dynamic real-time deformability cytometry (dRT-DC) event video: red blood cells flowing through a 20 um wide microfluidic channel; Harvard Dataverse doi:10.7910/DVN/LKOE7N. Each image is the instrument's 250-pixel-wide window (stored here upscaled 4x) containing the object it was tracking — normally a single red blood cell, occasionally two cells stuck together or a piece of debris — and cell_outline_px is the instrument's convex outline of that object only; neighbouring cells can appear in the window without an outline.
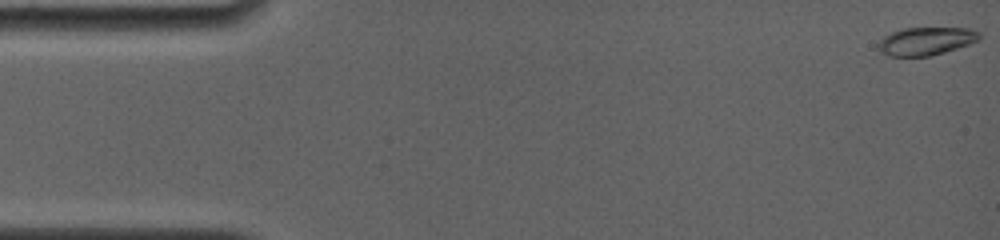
{"species": "common noctule bat (a hibernating species)", "species_latin": "Nyctalus noctula", "temperature_condition": "room temperature", "stored_images_in_passage": 60, "camera_frame_rate_fps": 4000, "um_per_image_px": 0.085, "animal": {"sex": "female", "body_mass_g": 19.0, "forearm_length_mm": 56.7}, "frame": {"image": 1, "passage_image": 1, "time_ms": 0.0, "image_size_px": [1000, 240], "cell_outline_px": [[980, 36], [976, 40], [968, 44], [944, 52], [928, 56], [888, 56], [880, 48], [880, 40], [884, 36], [892, 32], [904, 28], [968, 28], [980, 32]], "centroid_in_image_um": [78.72, 3.48], "position_along_channel_um": 6.3, "area_um2": 16.07}}
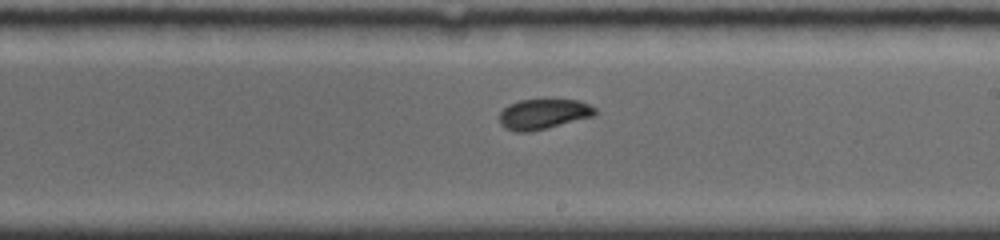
{"frame": {"image": 2, "passage_image": 28, "time_ms": 9.5, "image_size_px": [1000, 240], "cell_outline_px": [[596, 112], [592, 116], [532, 132], [516, 132], [504, 128], [500, 124], [500, 112], [508, 104], [520, 100], [580, 100], [596, 108]], "centroid_in_image_um": [46.15, 9.7], "position_along_channel_um": 242.9, "area_um2": 16.76}}
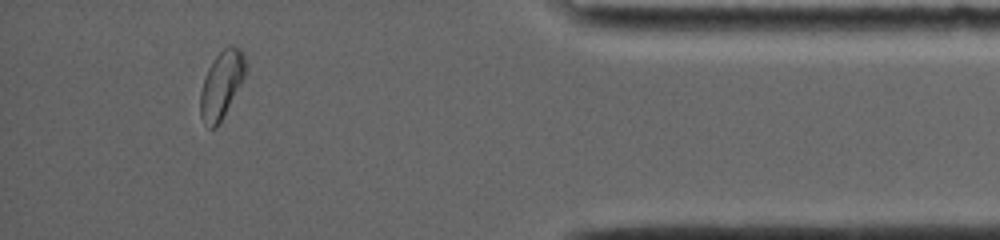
{"frame": {"image": 3, "passage_image": 52, "time_ms": 14.75, "image_size_px": [1000, 240], "cell_outline_px": [[244, 76], [240, 84], [216, 128], [208, 128], [200, 116], [200, 92], [204, 76], [208, 68], [216, 56], [228, 44], [232, 44], [240, 48], [244, 56]], "centroid_in_image_um": [18.78, 7.17], "position_along_channel_um": 416.4, "area_um2": 17.28}, "authors_computed_cell_mechanics": {"area_um2": 17.2533, "velocity_mm_per_s": 3.8721, "shape_relaxation_time_tau1_ms": 7.4535, "shape_relaxation_time_tau2_ms": 1.6115, "deformation_change_tau1": 0.1228, "deformation_change_tau2": 0.0324}}